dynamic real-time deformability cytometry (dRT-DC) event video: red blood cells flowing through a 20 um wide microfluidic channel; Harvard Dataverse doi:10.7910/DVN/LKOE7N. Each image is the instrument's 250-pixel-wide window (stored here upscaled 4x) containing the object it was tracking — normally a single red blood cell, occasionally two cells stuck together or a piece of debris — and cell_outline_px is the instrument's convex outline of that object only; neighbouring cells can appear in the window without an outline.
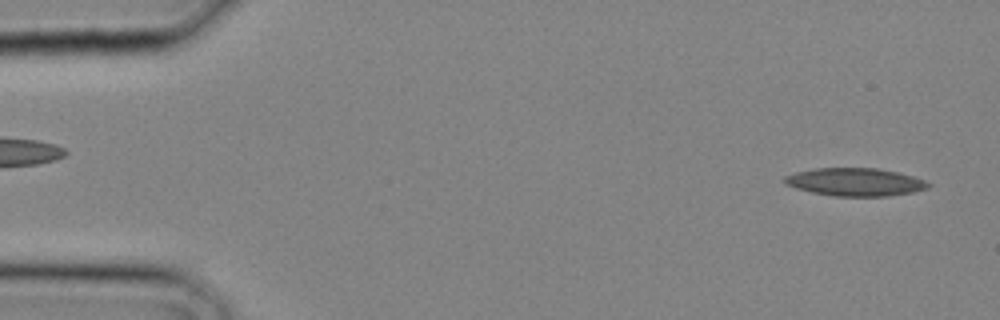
{"species": "common noctule bat (a hibernating species)", "species_latin": "Nyctalus noctula", "temperature_condition": "cold", "stored_images_in_passage": 10, "camera_frame_rate_fps": 3000, "um_per_image_px": 0.085, "animal": {"sex": "male", "body_mass_g": 20.4}, "frame": {"image": 1, "passage_image": 2, "time_ms": 0.333, "image_size_px": [1000, 320], "cell_outline_px": [[932, 184], [928, 188], [912, 192], [888, 196], [836, 196], [812, 192], [796, 188], [788, 184], [784, 180], [784, 176], [796, 172], [816, 168], [876, 168], [896, 172], [912, 176], [924, 180]], "centroid_in_image_um": [72.71, 15.47], "position_along_channel_um": 12.3, "area_um2": 23.12}}